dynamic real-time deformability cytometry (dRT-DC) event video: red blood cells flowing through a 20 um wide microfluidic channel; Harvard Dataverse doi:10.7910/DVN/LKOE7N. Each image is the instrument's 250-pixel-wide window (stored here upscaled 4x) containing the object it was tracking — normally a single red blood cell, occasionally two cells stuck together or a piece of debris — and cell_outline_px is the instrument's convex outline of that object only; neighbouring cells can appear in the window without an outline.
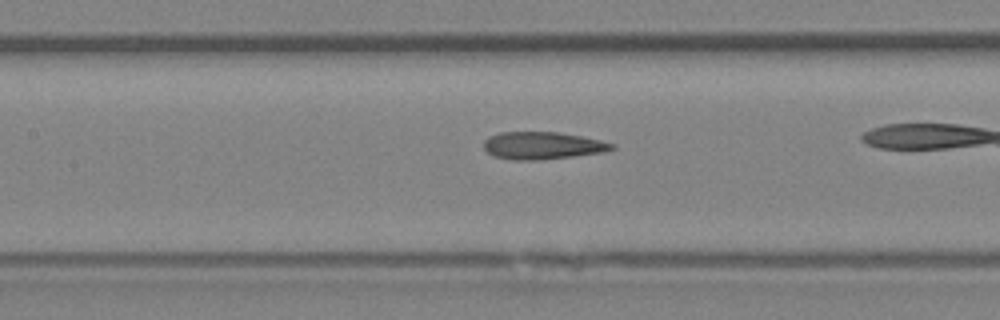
{"species": "Egyptian fruit bat (a non-hibernating species)", "species_latin": "Rousettus aegyptiacus", "temperature_condition": "room temperature", "stored_images_in_passage": 29, "camera_frame_rate_fps": 3000, "um_per_image_px": 0.085, "animal": {"sex": "female"}, "frame": {"image": 1, "passage_image": 13, "time_ms": 4.0, "image_size_px": [1000, 320], "cell_outline_px": [[616, 148], [604, 152], [540, 160], [512, 160], [492, 156], [484, 148], [484, 140], [488, 136], [500, 132], [560, 132], [600, 140], [616, 144]], "centroid_in_image_um": [46.1, 12.37], "position_along_channel_um": 161.3, "area_um2": 20.58}}